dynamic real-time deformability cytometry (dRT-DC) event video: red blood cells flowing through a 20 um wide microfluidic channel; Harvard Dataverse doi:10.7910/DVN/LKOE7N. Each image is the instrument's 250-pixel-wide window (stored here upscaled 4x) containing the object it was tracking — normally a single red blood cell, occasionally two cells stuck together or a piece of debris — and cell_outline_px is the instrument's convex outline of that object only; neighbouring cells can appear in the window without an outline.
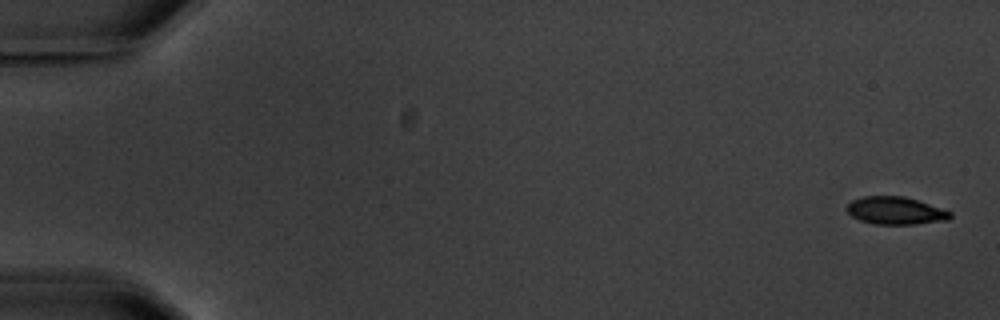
{"species": "common noctule bat (a hibernating species)", "species_latin": "Nyctalus noctula", "temperature_condition": "warm", "stored_images_in_passage": 7, "camera_frame_rate_fps": 3000, "um_per_image_px": 0.085, "animal": {"sex": "male", "body_mass_g": 20.1, "forearm_length_mm": 53.5}, "frame": {"image": 1, "passage_image": 1, "time_ms": 0.0, "image_size_px": [1000, 320], "cell_outline_px": [[952, 216], [948, 220], [916, 224], [876, 224], [860, 220], [852, 216], [844, 208], [852, 200], [864, 196], [904, 196], [952, 212]], "centroid_in_image_um": [76.1, 17.91], "position_along_channel_um": 8.9, "area_um2": 16.53}}
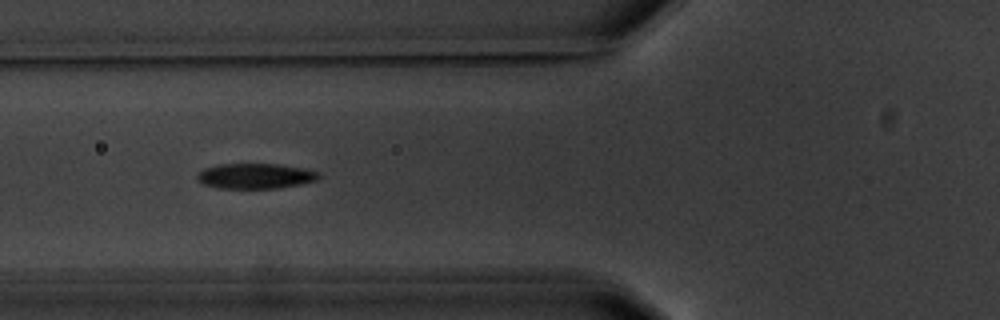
{"frame": {"image": 2, "passage_image": 6, "time_ms": 7.0, "image_size_px": [1000, 320], "cell_outline_px": [[320, 176], [316, 180], [300, 184], [280, 188], [216, 188], [200, 184], [196, 180], [196, 176], [204, 168], [220, 164], [280, 164], [320, 172]], "centroid_in_image_um": [21.66, 14.97], "position_along_channel_um": 104.1, "area_um2": 17.98}}